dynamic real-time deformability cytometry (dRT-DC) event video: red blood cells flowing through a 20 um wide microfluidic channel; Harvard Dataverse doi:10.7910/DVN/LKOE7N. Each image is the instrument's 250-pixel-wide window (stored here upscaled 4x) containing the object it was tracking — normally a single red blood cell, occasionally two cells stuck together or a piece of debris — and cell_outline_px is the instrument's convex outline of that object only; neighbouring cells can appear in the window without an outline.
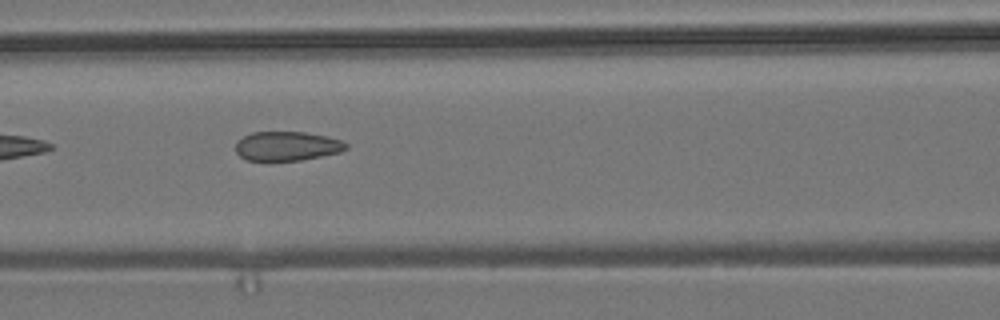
{"species": "common noctule bat (a hibernating species)", "species_latin": "Nyctalus noctula", "temperature_condition": "room temperature", "stored_images_in_passage": 7, "camera_frame_rate_fps": 3000, "um_per_image_px": 0.085, "animal": {"sex": "male", "body_mass_g": 19.2, "forearm_length_mm": 51.8}, "frame": {"image": 1, "passage_image": 7, "time_ms": 7.0, "image_size_px": [1000, 320], "cell_outline_px": [[348, 148], [340, 152], [300, 160], [248, 160], [240, 156], [236, 152], [236, 144], [244, 136], [252, 132], [304, 132], [328, 136], [340, 140], [348, 144]], "centroid_in_image_um": [24.42, 12.41], "position_along_channel_um": 142.2, "area_um2": 18.61}}